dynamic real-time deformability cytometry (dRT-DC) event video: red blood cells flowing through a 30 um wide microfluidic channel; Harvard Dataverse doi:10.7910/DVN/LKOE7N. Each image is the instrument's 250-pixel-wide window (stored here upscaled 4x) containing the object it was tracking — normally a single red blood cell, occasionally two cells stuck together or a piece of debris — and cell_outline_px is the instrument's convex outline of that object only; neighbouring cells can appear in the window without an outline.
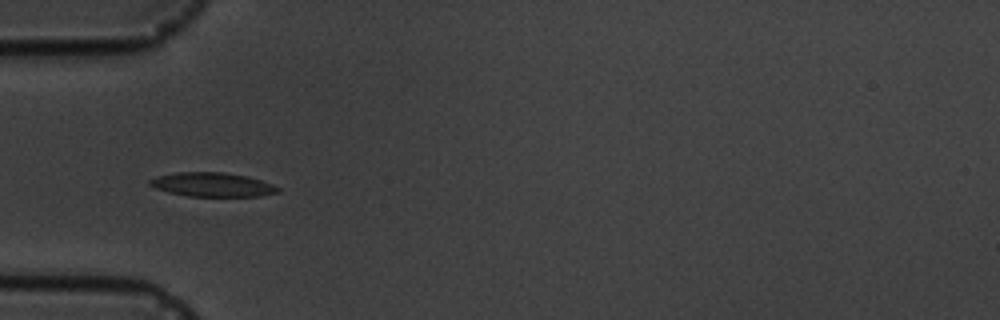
{"species": "common noctule bat (a hibernating species)", "species_latin": "Nyctalus noctula", "temperature_condition": "cold", "stored_images_in_passage": 12, "camera_frame_rate_fps": 3000, "um_per_image_px": 0.085, "animal": {"sex": "male", "body_mass_g": 19.5, "forearm_length_mm": 54.6}, "frame": {"image": 1, "passage_image": 1, "time_ms": 0.0, "image_size_px": [1000, 320], "cell_outline_px": [[280, 192], [260, 196], [188, 196], [168, 192], [156, 188], [148, 184], [148, 180], [156, 176], [176, 172], [224, 172], [248, 176], [272, 184], [280, 188]], "centroid_in_image_um": [18.04, 15.69], "position_along_channel_um": 67.0, "area_um2": 18.03}}
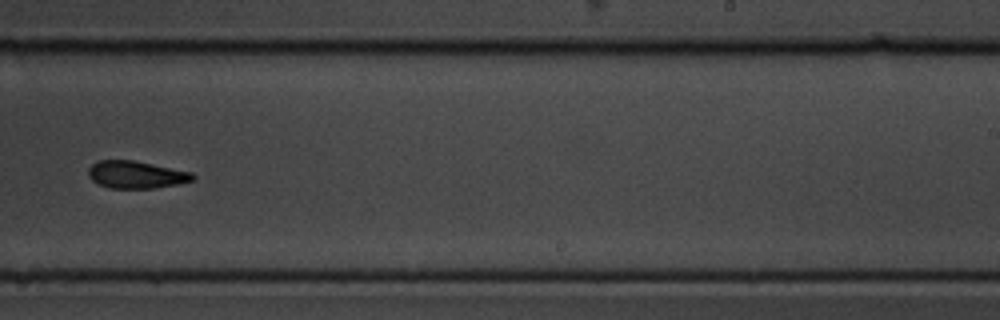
{"frame": {"image": 2, "passage_image": 6, "time_ms": 6.0, "image_size_px": [1000, 320], "cell_outline_px": [[196, 180], [180, 184], [156, 188], [108, 188], [92, 180], [88, 176], [88, 168], [92, 164], [100, 160], [136, 160], [192, 172], [196, 176]], "centroid_in_image_um": [11.62, 14.84], "position_along_channel_um": 277.4, "area_um2": 16.94}}
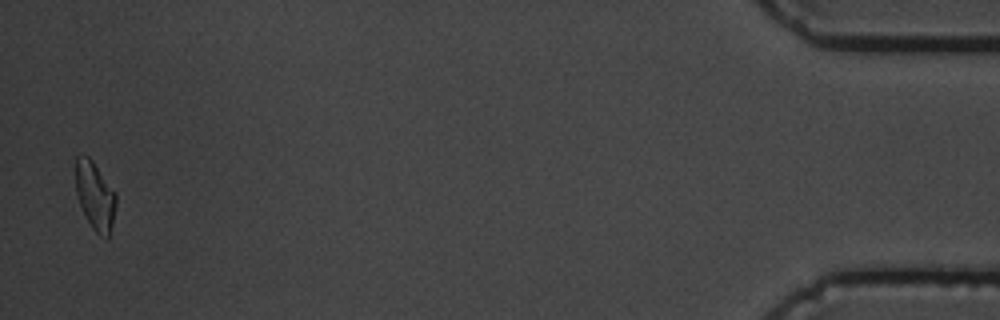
{"frame": {"image": 3, "passage_image": 12, "time_ms": 12.667, "image_size_px": [1000, 320], "cell_outline_px": [[116, 204], [112, 224], [108, 240], [96, 232], [92, 228], [80, 204], [76, 192], [76, 156], [88, 156], [92, 160], [116, 192]], "centroid_in_image_um": [8.1, 16.65], "position_along_channel_um": 427.1, "area_um2": 15.84}, "authors_computed_cell_mechanics": {"area_um2": 16.9354, "velocity_mm_per_s": 3.5256, "shape_relaxation_time_tau1_ms": 1.8952, "shape_relaxation_time_tau2_ms": null, "deformation_change_tau1": 0.088, "deformation_change_tau2": null}}